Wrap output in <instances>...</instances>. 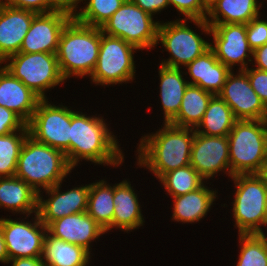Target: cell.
I'll use <instances>...</instances> for the list:
<instances>
[{
    "instance_id": "1",
    "label": "cell",
    "mask_w": 267,
    "mask_h": 266,
    "mask_svg": "<svg viewBox=\"0 0 267 266\" xmlns=\"http://www.w3.org/2000/svg\"><path fill=\"white\" fill-rule=\"evenodd\" d=\"M120 146L103 116H87L86 112L71 109L70 166L73 169L83 160L94 166L119 167L125 156Z\"/></svg>"
},
{
    "instance_id": "2",
    "label": "cell",
    "mask_w": 267,
    "mask_h": 266,
    "mask_svg": "<svg viewBox=\"0 0 267 266\" xmlns=\"http://www.w3.org/2000/svg\"><path fill=\"white\" fill-rule=\"evenodd\" d=\"M194 134L195 129L164 123L161 129L141 136L136 148V164L148 169L156 180L189 165Z\"/></svg>"
},
{
    "instance_id": "3",
    "label": "cell",
    "mask_w": 267,
    "mask_h": 266,
    "mask_svg": "<svg viewBox=\"0 0 267 266\" xmlns=\"http://www.w3.org/2000/svg\"><path fill=\"white\" fill-rule=\"evenodd\" d=\"M100 27L88 26L72 18L63 28L56 52L62 76L90 77L99 55Z\"/></svg>"
},
{
    "instance_id": "4",
    "label": "cell",
    "mask_w": 267,
    "mask_h": 266,
    "mask_svg": "<svg viewBox=\"0 0 267 266\" xmlns=\"http://www.w3.org/2000/svg\"><path fill=\"white\" fill-rule=\"evenodd\" d=\"M72 170L64 152L28 135L20 151L15 176L39 194L63 182Z\"/></svg>"
},
{
    "instance_id": "5",
    "label": "cell",
    "mask_w": 267,
    "mask_h": 266,
    "mask_svg": "<svg viewBox=\"0 0 267 266\" xmlns=\"http://www.w3.org/2000/svg\"><path fill=\"white\" fill-rule=\"evenodd\" d=\"M191 22L201 30V35L210 36L211 26L206 19H190L189 22V19L179 17L173 21H160L156 46L161 43L170 55L168 59L160 61L161 65L184 69L210 48V42L188 26Z\"/></svg>"
},
{
    "instance_id": "6",
    "label": "cell",
    "mask_w": 267,
    "mask_h": 266,
    "mask_svg": "<svg viewBox=\"0 0 267 266\" xmlns=\"http://www.w3.org/2000/svg\"><path fill=\"white\" fill-rule=\"evenodd\" d=\"M228 142L231 174H259L267 158V120H236Z\"/></svg>"
},
{
    "instance_id": "7",
    "label": "cell",
    "mask_w": 267,
    "mask_h": 266,
    "mask_svg": "<svg viewBox=\"0 0 267 266\" xmlns=\"http://www.w3.org/2000/svg\"><path fill=\"white\" fill-rule=\"evenodd\" d=\"M232 216L238 234H264L267 227V183L259 174H236ZM263 226V228H262Z\"/></svg>"
},
{
    "instance_id": "8",
    "label": "cell",
    "mask_w": 267,
    "mask_h": 266,
    "mask_svg": "<svg viewBox=\"0 0 267 266\" xmlns=\"http://www.w3.org/2000/svg\"><path fill=\"white\" fill-rule=\"evenodd\" d=\"M138 50L121 38L104 34L100 28V49L89 77L91 83L105 87L133 82L136 78L134 53Z\"/></svg>"
},
{
    "instance_id": "9",
    "label": "cell",
    "mask_w": 267,
    "mask_h": 266,
    "mask_svg": "<svg viewBox=\"0 0 267 266\" xmlns=\"http://www.w3.org/2000/svg\"><path fill=\"white\" fill-rule=\"evenodd\" d=\"M3 63L6 70L41 99H47L46 92L49 89L66 83L56 54L19 52L7 57Z\"/></svg>"
},
{
    "instance_id": "10",
    "label": "cell",
    "mask_w": 267,
    "mask_h": 266,
    "mask_svg": "<svg viewBox=\"0 0 267 266\" xmlns=\"http://www.w3.org/2000/svg\"><path fill=\"white\" fill-rule=\"evenodd\" d=\"M131 0L123 5L103 24L104 34L118 37L135 46L139 51L156 47L160 21L154 20Z\"/></svg>"
},
{
    "instance_id": "11",
    "label": "cell",
    "mask_w": 267,
    "mask_h": 266,
    "mask_svg": "<svg viewBox=\"0 0 267 266\" xmlns=\"http://www.w3.org/2000/svg\"><path fill=\"white\" fill-rule=\"evenodd\" d=\"M41 99L30 121L26 124L29 135L36 141L65 153L70 165L71 108L54 105Z\"/></svg>"
},
{
    "instance_id": "12",
    "label": "cell",
    "mask_w": 267,
    "mask_h": 266,
    "mask_svg": "<svg viewBox=\"0 0 267 266\" xmlns=\"http://www.w3.org/2000/svg\"><path fill=\"white\" fill-rule=\"evenodd\" d=\"M30 216L33 215H25L24 218L22 216V219L0 218V229L9 260L42 257L47 227L41 222L38 213H34L29 221Z\"/></svg>"
},
{
    "instance_id": "13",
    "label": "cell",
    "mask_w": 267,
    "mask_h": 266,
    "mask_svg": "<svg viewBox=\"0 0 267 266\" xmlns=\"http://www.w3.org/2000/svg\"><path fill=\"white\" fill-rule=\"evenodd\" d=\"M212 42L210 48L216 58L231 71L239 66L238 70H245L252 63L253 50L246 38V24H209ZM248 61V62H247ZM240 64V65H239Z\"/></svg>"
},
{
    "instance_id": "14",
    "label": "cell",
    "mask_w": 267,
    "mask_h": 266,
    "mask_svg": "<svg viewBox=\"0 0 267 266\" xmlns=\"http://www.w3.org/2000/svg\"><path fill=\"white\" fill-rule=\"evenodd\" d=\"M218 96L231 108L236 120H267V108L243 70L227 75Z\"/></svg>"
},
{
    "instance_id": "15",
    "label": "cell",
    "mask_w": 267,
    "mask_h": 266,
    "mask_svg": "<svg viewBox=\"0 0 267 266\" xmlns=\"http://www.w3.org/2000/svg\"><path fill=\"white\" fill-rule=\"evenodd\" d=\"M190 165L205 181L220 172L231 178L228 136H208L195 131Z\"/></svg>"
},
{
    "instance_id": "16",
    "label": "cell",
    "mask_w": 267,
    "mask_h": 266,
    "mask_svg": "<svg viewBox=\"0 0 267 266\" xmlns=\"http://www.w3.org/2000/svg\"><path fill=\"white\" fill-rule=\"evenodd\" d=\"M62 183L48 188L38 194V215L41 222L47 227L51 222L69 216L70 214L87 211L90 184L77 185L62 192ZM46 198H44L43 193Z\"/></svg>"
},
{
    "instance_id": "17",
    "label": "cell",
    "mask_w": 267,
    "mask_h": 266,
    "mask_svg": "<svg viewBox=\"0 0 267 266\" xmlns=\"http://www.w3.org/2000/svg\"><path fill=\"white\" fill-rule=\"evenodd\" d=\"M71 19L70 15L59 11L37 14L19 52L56 54L61 32Z\"/></svg>"
},
{
    "instance_id": "18",
    "label": "cell",
    "mask_w": 267,
    "mask_h": 266,
    "mask_svg": "<svg viewBox=\"0 0 267 266\" xmlns=\"http://www.w3.org/2000/svg\"><path fill=\"white\" fill-rule=\"evenodd\" d=\"M47 232L55 238L81 246L92 254V242L99 241L105 230L87 213L64 216L47 226Z\"/></svg>"
},
{
    "instance_id": "19",
    "label": "cell",
    "mask_w": 267,
    "mask_h": 266,
    "mask_svg": "<svg viewBox=\"0 0 267 266\" xmlns=\"http://www.w3.org/2000/svg\"><path fill=\"white\" fill-rule=\"evenodd\" d=\"M37 14L0 1V64L19 53L24 37Z\"/></svg>"
},
{
    "instance_id": "20",
    "label": "cell",
    "mask_w": 267,
    "mask_h": 266,
    "mask_svg": "<svg viewBox=\"0 0 267 266\" xmlns=\"http://www.w3.org/2000/svg\"><path fill=\"white\" fill-rule=\"evenodd\" d=\"M41 98L0 64V105L13 111L26 124Z\"/></svg>"
},
{
    "instance_id": "21",
    "label": "cell",
    "mask_w": 267,
    "mask_h": 266,
    "mask_svg": "<svg viewBox=\"0 0 267 266\" xmlns=\"http://www.w3.org/2000/svg\"><path fill=\"white\" fill-rule=\"evenodd\" d=\"M186 68L187 72L185 70L184 73L189 75V77L186 76L190 80L188 83L199 86L213 95H218L221 92L227 75L231 72L216 58L211 48L186 65Z\"/></svg>"
},
{
    "instance_id": "22",
    "label": "cell",
    "mask_w": 267,
    "mask_h": 266,
    "mask_svg": "<svg viewBox=\"0 0 267 266\" xmlns=\"http://www.w3.org/2000/svg\"><path fill=\"white\" fill-rule=\"evenodd\" d=\"M128 179L114 184V215L112 229L132 232L144 225L142 205Z\"/></svg>"
},
{
    "instance_id": "23",
    "label": "cell",
    "mask_w": 267,
    "mask_h": 266,
    "mask_svg": "<svg viewBox=\"0 0 267 266\" xmlns=\"http://www.w3.org/2000/svg\"><path fill=\"white\" fill-rule=\"evenodd\" d=\"M218 189H211L204 183L200 188L184 195L172 197L173 210L171 220L175 222L194 223L201 221L211 210L213 202L218 199ZM217 197V198H216Z\"/></svg>"
},
{
    "instance_id": "24",
    "label": "cell",
    "mask_w": 267,
    "mask_h": 266,
    "mask_svg": "<svg viewBox=\"0 0 267 266\" xmlns=\"http://www.w3.org/2000/svg\"><path fill=\"white\" fill-rule=\"evenodd\" d=\"M264 1L260 0H211L208 2V24H247L261 15Z\"/></svg>"
},
{
    "instance_id": "25",
    "label": "cell",
    "mask_w": 267,
    "mask_h": 266,
    "mask_svg": "<svg viewBox=\"0 0 267 266\" xmlns=\"http://www.w3.org/2000/svg\"><path fill=\"white\" fill-rule=\"evenodd\" d=\"M12 214L31 215L38 212V193L24 180L0 177V209Z\"/></svg>"
},
{
    "instance_id": "26",
    "label": "cell",
    "mask_w": 267,
    "mask_h": 266,
    "mask_svg": "<svg viewBox=\"0 0 267 266\" xmlns=\"http://www.w3.org/2000/svg\"><path fill=\"white\" fill-rule=\"evenodd\" d=\"M160 101L163 110V123H170L178 114L184 91L189 85L182 68L159 65Z\"/></svg>"
},
{
    "instance_id": "27",
    "label": "cell",
    "mask_w": 267,
    "mask_h": 266,
    "mask_svg": "<svg viewBox=\"0 0 267 266\" xmlns=\"http://www.w3.org/2000/svg\"><path fill=\"white\" fill-rule=\"evenodd\" d=\"M91 258L85 248L46 233L42 254L46 266H89Z\"/></svg>"
},
{
    "instance_id": "28",
    "label": "cell",
    "mask_w": 267,
    "mask_h": 266,
    "mask_svg": "<svg viewBox=\"0 0 267 266\" xmlns=\"http://www.w3.org/2000/svg\"><path fill=\"white\" fill-rule=\"evenodd\" d=\"M107 183L105 179L90 183L86 211L105 230V233L112 230L115 207L114 184Z\"/></svg>"
},
{
    "instance_id": "29",
    "label": "cell",
    "mask_w": 267,
    "mask_h": 266,
    "mask_svg": "<svg viewBox=\"0 0 267 266\" xmlns=\"http://www.w3.org/2000/svg\"><path fill=\"white\" fill-rule=\"evenodd\" d=\"M214 95L196 85L189 84L183 95V99L177 116L170 124L196 129L201 123L208 103Z\"/></svg>"
},
{
    "instance_id": "30",
    "label": "cell",
    "mask_w": 267,
    "mask_h": 266,
    "mask_svg": "<svg viewBox=\"0 0 267 266\" xmlns=\"http://www.w3.org/2000/svg\"><path fill=\"white\" fill-rule=\"evenodd\" d=\"M235 121L231 108L218 95H214L195 131L208 136H228Z\"/></svg>"
},
{
    "instance_id": "31",
    "label": "cell",
    "mask_w": 267,
    "mask_h": 266,
    "mask_svg": "<svg viewBox=\"0 0 267 266\" xmlns=\"http://www.w3.org/2000/svg\"><path fill=\"white\" fill-rule=\"evenodd\" d=\"M158 180L170 197L192 192L207 183L190 164L167 172Z\"/></svg>"
},
{
    "instance_id": "32",
    "label": "cell",
    "mask_w": 267,
    "mask_h": 266,
    "mask_svg": "<svg viewBox=\"0 0 267 266\" xmlns=\"http://www.w3.org/2000/svg\"><path fill=\"white\" fill-rule=\"evenodd\" d=\"M240 252L236 266H267V236L238 234Z\"/></svg>"
},
{
    "instance_id": "33",
    "label": "cell",
    "mask_w": 267,
    "mask_h": 266,
    "mask_svg": "<svg viewBox=\"0 0 267 266\" xmlns=\"http://www.w3.org/2000/svg\"><path fill=\"white\" fill-rule=\"evenodd\" d=\"M126 0H86L74 17L81 24L102 27Z\"/></svg>"
},
{
    "instance_id": "34",
    "label": "cell",
    "mask_w": 267,
    "mask_h": 266,
    "mask_svg": "<svg viewBox=\"0 0 267 266\" xmlns=\"http://www.w3.org/2000/svg\"><path fill=\"white\" fill-rule=\"evenodd\" d=\"M28 135V131L0 135V177L15 176L20 151Z\"/></svg>"
},
{
    "instance_id": "35",
    "label": "cell",
    "mask_w": 267,
    "mask_h": 266,
    "mask_svg": "<svg viewBox=\"0 0 267 266\" xmlns=\"http://www.w3.org/2000/svg\"><path fill=\"white\" fill-rule=\"evenodd\" d=\"M169 6L182 14L184 19H206L208 3L206 0H168Z\"/></svg>"
},
{
    "instance_id": "36",
    "label": "cell",
    "mask_w": 267,
    "mask_h": 266,
    "mask_svg": "<svg viewBox=\"0 0 267 266\" xmlns=\"http://www.w3.org/2000/svg\"><path fill=\"white\" fill-rule=\"evenodd\" d=\"M260 18L259 15L246 24V38L253 51L267 44V19Z\"/></svg>"
},
{
    "instance_id": "37",
    "label": "cell",
    "mask_w": 267,
    "mask_h": 266,
    "mask_svg": "<svg viewBox=\"0 0 267 266\" xmlns=\"http://www.w3.org/2000/svg\"><path fill=\"white\" fill-rule=\"evenodd\" d=\"M28 131L26 123L13 111L0 105V135Z\"/></svg>"
},
{
    "instance_id": "38",
    "label": "cell",
    "mask_w": 267,
    "mask_h": 266,
    "mask_svg": "<svg viewBox=\"0 0 267 266\" xmlns=\"http://www.w3.org/2000/svg\"><path fill=\"white\" fill-rule=\"evenodd\" d=\"M5 4L32 11L36 14L50 13L55 11L54 0H0Z\"/></svg>"
},
{
    "instance_id": "39",
    "label": "cell",
    "mask_w": 267,
    "mask_h": 266,
    "mask_svg": "<svg viewBox=\"0 0 267 266\" xmlns=\"http://www.w3.org/2000/svg\"><path fill=\"white\" fill-rule=\"evenodd\" d=\"M243 71L247 74L251 87L267 108V71L252 66Z\"/></svg>"
},
{
    "instance_id": "40",
    "label": "cell",
    "mask_w": 267,
    "mask_h": 266,
    "mask_svg": "<svg viewBox=\"0 0 267 266\" xmlns=\"http://www.w3.org/2000/svg\"><path fill=\"white\" fill-rule=\"evenodd\" d=\"M139 6L143 11L148 12L152 16L159 14L162 10L169 7L168 0H131ZM166 8V9H165Z\"/></svg>"
},
{
    "instance_id": "41",
    "label": "cell",
    "mask_w": 267,
    "mask_h": 266,
    "mask_svg": "<svg viewBox=\"0 0 267 266\" xmlns=\"http://www.w3.org/2000/svg\"><path fill=\"white\" fill-rule=\"evenodd\" d=\"M85 1L86 0H54L55 11L66 13L72 18H74L80 11V7L78 4H80L81 2L85 4Z\"/></svg>"
},
{
    "instance_id": "42",
    "label": "cell",
    "mask_w": 267,
    "mask_h": 266,
    "mask_svg": "<svg viewBox=\"0 0 267 266\" xmlns=\"http://www.w3.org/2000/svg\"><path fill=\"white\" fill-rule=\"evenodd\" d=\"M251 64L259 70L267 71V44H264L253 51Z\"/></svg>"
},
{
    "instance_id": "43",
    "label": "cell",
    "mask_w": 267,
    "mask_h": 266,
    "mask_svg": "<svg viewBox=\"0 0 267 266\" xmlns=\"http://www.w3.org/2000/svg\"><path fill=\"white\" fill-rule=\"evenodd\" d=\"M11 264V266H46L45 263L42 260V257H36V258H29V257H23V258H14L11 260H8V264Z\"/></svg>"
},
{
    "instance_id": "44",
    "label": "cell",
    "mask_w": 267,
    "mask_h": 266,
    "mask_svg": "<svg viewBox=\"0 0 267 266\" xmlns=\"http://www.w3.org/2000/svg\"><path fill=\"white\" fill-rule=\"evenodd\" d=\"M8 260L9 257L6 249L5 240L0 229V262L3 264H8Z\"/></svg>"
},
{
    "instance_id": "45",
    "label": "cell",
    "mask_w": 267,
    "mask_h": 266,
    "mask_svg": "<svg viewBox=\"0 0 267 266\" xmlns=\"http://www.w3.org/2000/svg\"><path fill=\"white\" fill-rule=\"evenodd\" d=\"M259 175L265 180V182L267 183V158L264 161V165L263 168L261 170V172L259 173Z\"/></svg>"
}]
</instances>
